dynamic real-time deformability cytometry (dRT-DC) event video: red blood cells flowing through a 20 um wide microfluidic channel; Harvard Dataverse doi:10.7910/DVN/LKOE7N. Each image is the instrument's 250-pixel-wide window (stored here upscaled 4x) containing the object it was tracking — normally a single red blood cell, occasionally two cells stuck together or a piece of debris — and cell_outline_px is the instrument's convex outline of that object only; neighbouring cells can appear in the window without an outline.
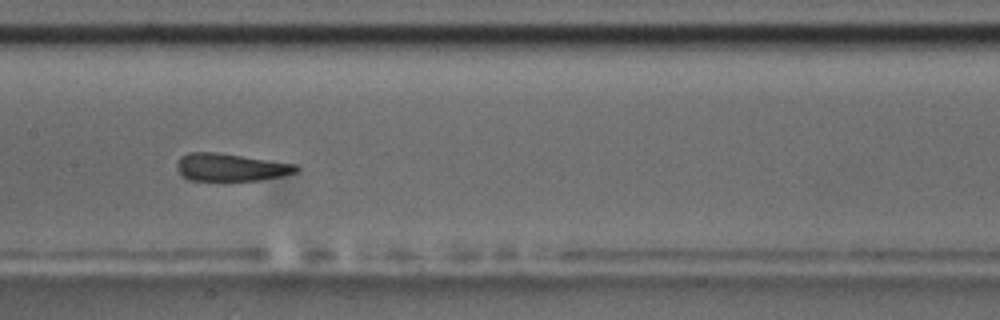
{"species": "common noctule bat (a hibernating species)", "species_latin": "Nyctalus noctula", "temperature_condition": "room temperature", "stored_images_in_passage": 9, "camera_frame_rate_fps": 3000, "um_per_image_px": 0.085, "animal": {"sex": "male", "body_mass_g": 17.5, "forearm_length_mm": 52.3}, "frame": {"image": 1, "passage_image": 9, "time_ms": 9.333, "image_size_px": [1000, 320], "cell_outline_px": [[300, 168], [296, 172], [280, 176], [260, 180], [188, 180], [180, 176], [176, 168], [176, 160], [180, 156], [188, 152], [216, 152], [296, 164]], "centroid_in_image_um": [19.53, 14.21], "position_along_channel_um": 187.9, "area_um2": 19.31}}